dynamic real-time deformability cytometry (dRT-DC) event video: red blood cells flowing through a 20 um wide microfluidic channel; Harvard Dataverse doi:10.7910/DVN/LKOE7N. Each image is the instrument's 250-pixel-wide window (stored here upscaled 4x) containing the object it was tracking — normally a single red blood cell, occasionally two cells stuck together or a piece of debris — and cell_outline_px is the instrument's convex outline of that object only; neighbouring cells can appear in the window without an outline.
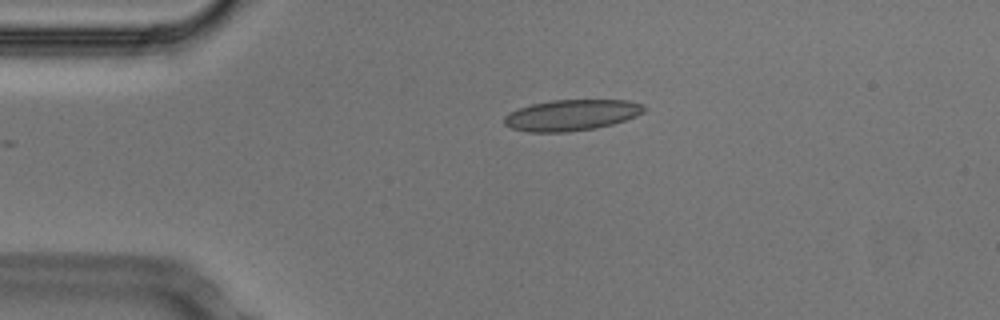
{"species": "Egyptian fruit bat (a non-hibernating species)", "species_latin": "Rousettus aegyptiacus", "temperature_condition": "cold", "stored_images_in_passage": 43, "camera_frame_rate_fps": 3000, "um_per_image_px": 0.085, "animal": {"sex": "male"}, "frame": {"image": 1, "passage_image": 1, "time_ms": 0.0, "image_size_px": [1000, 320], "cell_outline_px": [[644, 112], [636, 116], [612, 124], [596, 128], [568, 132], [528, 132], [512, 128], [504, 124], [504, 116], [508, 112], [532, 104], [552, 100], [628, 100], [644, 104]], "centroid_in_image_um": [48.57, 9.78], "position_along_channel_um": 36.4, "area_um2": 25.26}}
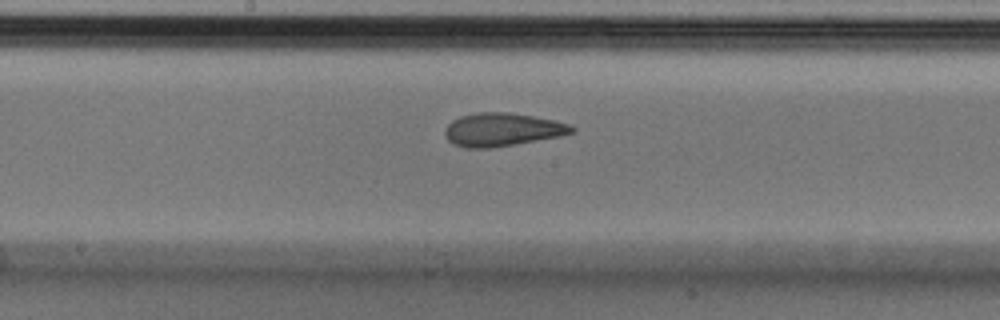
{"frame": {"image": 2, "passage_image": 17, "time_ms": 5.333, "image_size_px": [1000, 320], "cell_outline_px": [[576, 132], [560, 136], [488, 148], [464, 148], [452, 144], [444, 136], [444, 132], [448, 124], [452, 120], [460, 116], [480, 112], [512, 112], [556, 120], [568, 124], [576, 128]], "centroid_in_image_um": [42.68, 11.01], "position_along_channel_um": 205.5, "area_um2": 24.62}}
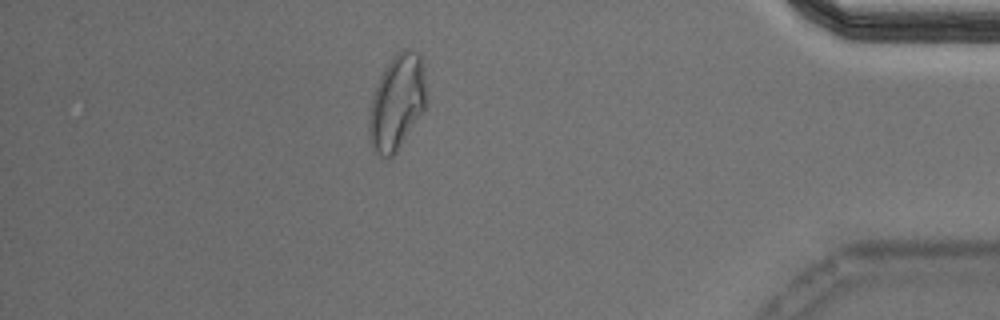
{"frame": {"image": 3, "passage_image": 36, "time_ms": 11.667, "image_size_px": [1000, 320], "cell_outline_px": [[428, 100], [424, 112], [396, 152], [392, 156], [380, 156], [372, 148], [368, 136], [368, 116], [372, 96], [380, 76], [384, 68], [396, 52], [404, 48], [408, 48], [420, 52], [424, 60]], "centroid_in_image_um": [33.78, 8.64], "position_along_channel_um": 401.4, "area_um2": 32.77}, "authors_computed_cell_mechanics": {"area_um2": 25.2586, "velocity_mm_per_s": 3.7453, "shape_relaxation_time_tau1_ms": 5.7082, "shape_relaxation_time_tau2_ms": 1.5539, "deformation_change_tau1": 0.1361, "deformation_change_tau2": 0.0776}}